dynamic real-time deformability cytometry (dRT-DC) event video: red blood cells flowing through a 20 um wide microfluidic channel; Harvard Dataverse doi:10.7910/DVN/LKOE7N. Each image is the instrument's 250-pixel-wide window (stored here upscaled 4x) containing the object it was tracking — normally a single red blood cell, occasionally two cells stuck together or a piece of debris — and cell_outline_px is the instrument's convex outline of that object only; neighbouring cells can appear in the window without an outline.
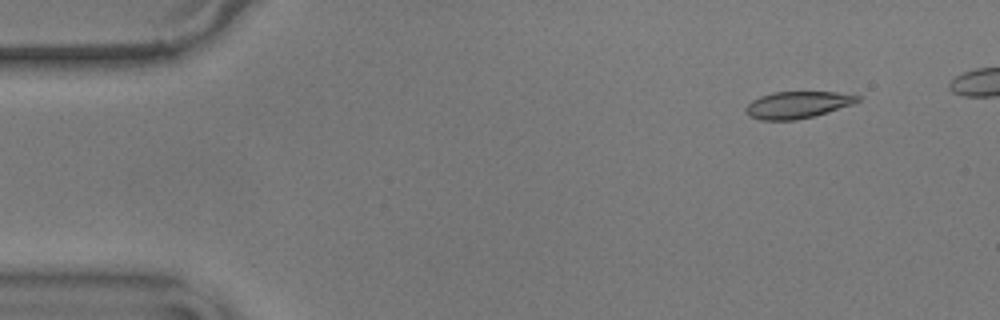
{"species": "common noctule bat (a hibernating species)", "species_latin": "Nyctalus noctula", "temperature_condition": "warm", "stored_images_in_passage": 50, "camera_frame_rate_fps": 3000, "um_per_image_px": 0.085, "animal": {"sex": "male", "body_mass_g": 17.9}, "frame": {"image": 1, "passage_image": 5, "time_ms": 1.333, "image_size_px": [1000, 320], "cell_outline_px": [[860, 100], [852, 104], [828, 112], [796, 120], [760, 120], [748, 116], [744, 112], [744, 108], [752, 100], [760, 96], [772, 92], [836, 92], [860, 96]], "centroid_in_image_um": [67.73, 8.91], "position_along_channel_um": 17.3, "area_um2": 17.51}}
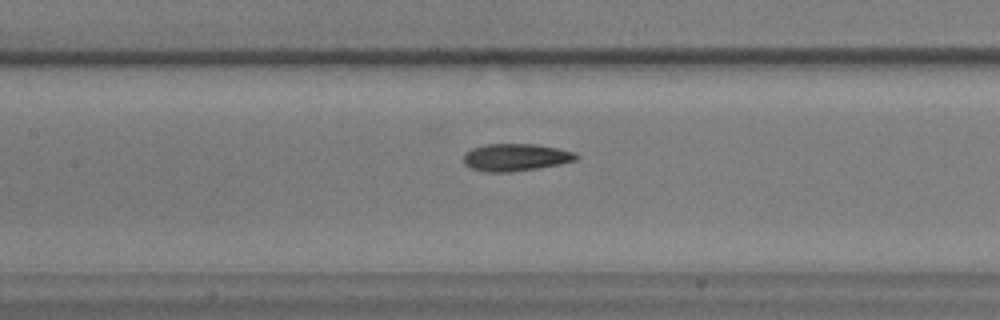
{"frame": {"image": 2, "passage_image": 25, "time_ms": 8.0, "image_size_px": [1000, 320], "cell_outline_px": [[580, 156], [576, 160], [560, 164], [536, 168], [508, 172], [484, 172], [472, 168], [464, 164], [464, 152], [472, 148], [484, 144], [536, 144], [560, 148], [576, 152]], "centroid_in_image_um": [43.84, 13.36], "position_along_channel_um": 163.6, "area_um2": 18.09}}
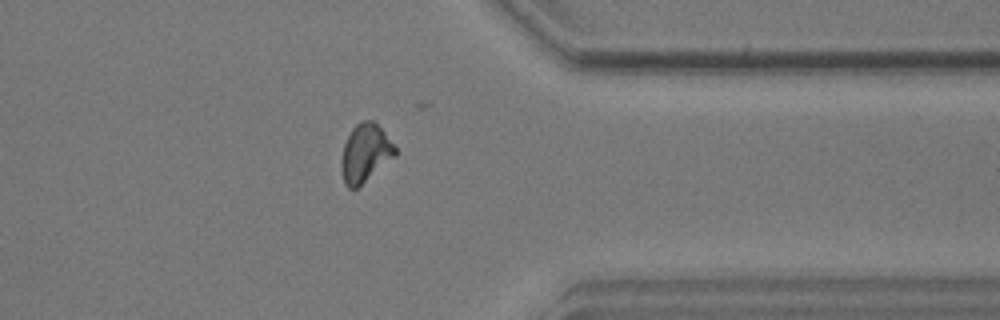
{"frame": {"image": 3, "passage_image": 44, "time_ms": 14.333, "image_size_px": [1000, 320], "cell_outline_px": [[396, 156], [356, 188], [348, 188], [344, 184], [340, 168], [340, 160], [344, 144], [352, 128], [360, 120], [372, 120], [384, 132], [396, 148]], "centroid_in_image_um": [31.01, 13.02], "position_along_channel_um": 380.4, "area_um2": 18.15}}